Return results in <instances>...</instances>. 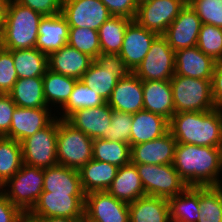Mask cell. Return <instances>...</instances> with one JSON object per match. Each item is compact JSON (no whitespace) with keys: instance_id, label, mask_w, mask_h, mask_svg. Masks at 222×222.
Instances as JSON below:
<instances>
[{"instance_id":"obj_1","label":"cell","mask_w":222,"mask_h":222,"mask_svg":"<svg viewBox=\"0 0 222 222\" xmlns=\"http://www.w3.org/2000/svg\"><path fill=\"white\" fill-rule=\"evenodd\" d=\"M173 166L188 186H222V148L177 143Z\"/></svg>"},{"instance_id":"obj_2","label":"cell","mask_w":222,"mask_h":222,"mask_svg":"<svg viewBox=\"0 0 222 222\" xmlns=\"http://www.w3.org/2000/svg\"><path fill=\"white\" fill-rule=\"evenodd\" d=\"M169 132L177 143L222 148V109L174 113Z\"/></svg>"},{"instance_id":"obj_3","label":"cell","mask_w":222,"mask_h":222,"mask_svg":"<svg viewBox=\"0 0 222 222\" xmlns=\"http://www.w3.org/2000/svg\"><path fill=\"white\" fill-rule=\"evenodd\" d=\"M43 15L13 0H8L0 45L8 50L36 47Z\"/></svg>"},{"instance_id":"obj_4","label":"cell","mask_w":222,"mask_h":222,"mask_svg":"<svg viewBox=\"0 0 222 222\" xmlns=\"http://www.w3.org/2000/svg\"><path fill=\"white\" fill-rule=\"evenodd\" d=\"M175 113L205 112L214 110L211 80H203L174 74L170 79Z\"/></svg>"},{"instance_id":"obj_5","label":"cell","mask_w":222,"mask_h":222,"mask_svg":"<svg viewBox=\"0 0 222 222\" xmlns=\"http://www.w3.org/2000/svg\"><path fill=\"white\" fill-rule=\"evenodd\" d=\"M93 159V139L58 118L57 161L59 165L79 170Z\"/></svg>"},{"instance_id":"obj_6","label":"cell","mask_w":222,"mask_h":222,"mask_svg":"<svg viewBox=\"0 0 222 222\" xmlns=\"http://www.w3.org/2000/svg\"><path fill=\"white\" fill-rule=\"evenodd\" d=\"M44 169L22 164L21 169L2 187L7 198L27 215L43 192Z\"/></svg>"},{"instance_id":"obj_7","label":"cell","mask_w":222,"mask_h":222,"mask_svg":"<svg viewBox=\"0 0 222 222\" xmlns=\"http://www.w3.org/2000/svg\"><path fill=\"white\" fill-rule=\"evenodd\" d=\"M130 72L118 54L100 53L80 81L94 89L107 102L118 80Z\"/></svg>"},{"instance_id":"obj_8","label":"cell","mask_w":222,"mask_h":222,"mask_svg":"<svg viewBox=\"0 0 222 222\" xmlns=\"http://www.w3.org/2000/svg\"><path fill=\"white\" fill-rule=\"evenodd\" d=\"M57 129L56 116L45 128L22 140L23 163L42 169L57 165Z\"/></svg>"},{"instance_id":"obj_9","label":"cell","mask_w":222,"mask_h":222,"mask_svg":"<svg viewBox=\"0 0 222 222\" xmlns=\"http://www.w3.org/2000/svg\"><path fill=\"white\" fill-rule=\"evenodd\" d=\"M135 165L146 195L169 199L188 187L173 164Z\"/></svg>"},{"instance_id":"obj_10","label":"cell","mask_w":222,"mask_h":222,"mask_svg":"<svg viewBox=\"0 0 222 222\" xmlns=\"http://www.w3.org/2000/svg\"><path fill=\"white\" fill-rule=\"evenodd\" d=\"M142 81H170L175 74V51L163 35H158L151 47L133 71Z\"/></svg>"},{"instance_id":"obj_11","label":"cell","mask_w":222,"mask_h":222,"mask_svg":"<svg viewBox=\"0 0 222 222\" xmlns=\"http://www.w3.org/2000/svg\"><path fill=\"white\" fill-rule=\"evenodd\" d=\"M185 5L184 0H146L139 3L134 20L147 30L163 35Z\"/></svg>"},{"instance_id":"obj_12","label":"cell","mask_w":222,"mask_h":222,"mask_svg":"<svg viewBox=\"0 0 222 222\" xmlns=\"http://www.w3.org/2000/svg\"><path fill=\"white\" fill-rule=\"evenodd\" d=\"M84 206L85 195L42 192L26 217L82 218Z\"/></svg>"},{"instance_id":"obj_13","label":"cell","mask_w":222,"mask_h":222,"mask_svg":"<svg viewBox=\"0 0 222 222\" xmlns=\"http://www.w3.org/2000/svg\"><path fill=\"white\" fill-rule=\"evenodd\" d=\"M61 14L69 27L97 31L112 16L100 0H62Z\"/></svg>"},{"instance_id":"obj_14","label":"cell","mask_w":222,"mask_h":222,"mask_svg":"<svg viewBox=\"0 0 222 222\" xmlns=\"http://www.w3.org/2000/svg\"><path fill=\"white\" fill-rule=\"evenodd\" d=\"M84 214L97 222H130L129 203L116 199L107 191L87 193Z\"/></svg>"},{"instance_id":"obj_15","label":"cell","mask_w":222,"mask_h":222,"mask_svg":"<svg viewBox=\"0 0 222 222\" xmlns=\"http://www.w3.org/2000/svg\"><path fill=\"white\" fill-rule=\"evenodd\" d=\"M201 24L195 10L189 3H186L163 36L174 51L194 47L197 46Z\"/></svg>"},{"instance_id":"obj_16","label":"cell","mask_w":222,"mask_h":222,"mask_svg":"<svg viewBox=\"0 0 222 222\" xmlns=\"http://www.w3.org/2000/svg\"><path fill=\"white\" fill-rule=\"evenodd\" d=\"M157 36V33L147 30L135 20L128 24L122 48L118 55L131 72L143 61Z\"/></svg>"},{"instance_id":"obj_17","label":"cell","mask_w":222,"mask_h":222,"mask_svg":"<svg viewBox=\"0 0 222 222\" xmlns=\"http://www.w3.org/2000/svg\"><path fill=\"white\" fill-rule=\"evenodd\" d=\"M112 112L113 109L106 102L97 107L78 109L65 120L91 139L108 140V128L111 124Z\"/></svg>"},{"instance_id":"obj_18","label":"cell","mask_w":222,"mask_h":222,"mask_svg":"<svg viewBox=\"0 0 222 222\" xmlns=\"http://www.w3.org/2000/svg\"><path fill=\"white\" fill-rule=\"evenodd\" d=\"M49 107L23 108L16 106L12 115L9 138L18 142L45 128L55 117Z\"/></svg>"},{"instance_id":"obj_19","label":"cell","mask_w":222,"mask_h":222,"mask_svg":"<svg viewBox=\"0 0 222 222\" xmlns=\"http://www.w3.org/2000/svg\"><path fill=\"white\" fill-rule=\"evenodd\" d=\"M176 145V139L168 131L159 138L131 146V163L148 165L173 164Z\"/></svg>"},{"instance_id":"obj_20","label":"cell","mask_w":222,"mask_h":222,"mask_svg":"<svg viewBox=\"0 0 222 222\" xmlns=\"http://www.w3.org/2000/svg\"><path fill=\"white\" fill-rule=\"evenodd\" d=\"M107 104L116 111L135 114L144 109L142 80L133 72L119 79Z\"/></svg>"},{"instance_id":"obj_21","label":"cell","mask_w":222,"mask_h":222,"mask_svg":"<svg viewBox=\"0 0 222 222\" xmlns=\"http://www.w3.org/2000/svg\"><path fill=\"white\" fill-rule=\"evenodd\" d=\"M216 61L197 46L175 51V74L203 80H212Z\"/></svg>"},{"instance_id":"obj_22","label":"cell","mask_w":222,"mask_h":222,"mask_svg":"<svg viewBox=\"0 0 222 222\" xmlns=\"http://www.w3.org/2000/svg\"><path fill=\"white\" fill-rule=\"evenodd\" d=\"M36 48L49 56L62 46L67 45L69 35V25L60 14L43 16L38 28Z\"/></svg>"},{"instance_id":"obj_23","label":"cell","mask_w":222,"mask_h":222,"mask_svg":"<svg viewBox=\"0 0 222 222\" xmlns=\"http://www.w3.org/2000/svg\"><path fill=\"white\" fill-rule=\"evenodd\" d=\"M93 59L68 44L48 56V69L80 80Z\"/></svg>"},{"instance_id":"obj_24","label":"cell","mask_w":222,"mask_h":222,"mask_svg":"<svg viewBox=\"0 0 222 222\" xmlns=\"http://www.w3.org/2000/svg\"><path fill=\"white\" fill-rule=\"evenodd\" d=\"M168 131V119L144 109L140 110L132 114L130 146L154 140L165 135Z\"/></svg>"},{"instance_id":"obj_25","label":"cell","mask_w":222,"mask_h":222,"mask_svg":"<svg viewBox=\"0 0 222 222\" xmlns=\"http://www.w3.org/2000/svg\"><path fill=\"white\" fill-rule=\"evenodd\" d=\"M144 110L170 120L175 113L170 81H142Z\"/></svg>"},{"instance_id":"obj_26","label":"cell","mask_w":222,"mask_h":222,"mask_svg":"<svg viewBox=\"0 0 222 222\" xmlns=\"http://www.w3.org/2000/svg\"><path fill=\"white\" fill-rule=\"evenodd\" d=\"M43 192L86 195L81 185L79 171L59 164L44 169Z\"/></svg>"},{"instance_id":"obj_27","label":"cell","mask_w":222,"mask_h":222,"mask_svg":"<svg viewBox=\"0 0 222 222\" xmlns=\"http://www.w3.org/2000/svg\"><path fill=\"white\" fill-rule=\"evenodd\" d=\"M107 192L116 199L127 203L134 202L139 197L145 196L144 187L136 165L130 162L119 167L117 175Z\"/></svg>"},{"instance_id":"obj_28","label":"cell","mask_w":222,"mask_h":222,"mask_svg":"<svg viewBox=\"0 0 222 222\" xmlns=\"http://www.w3.org/2000/svg\"><path fill=\"white\" fill-rule=\"evenodd\" d=\"M130 222H171L168 199L145 195L129 203Z\"/></svg>"},{"instance_id":"obj_29","label":"cell","mask_w":222,"mask_h":222,"mask_svg":"<svg viewBox=\"0 0 222 222\" xmlns=\"http://www.w3.org/2000/svg\"><path fill=\"white\" fill-rule=\"evenodd\" d=\"M119 167L107 162L92 159L78 171L85 194L94 191H107L115 179Z\"/></svg>"},{"instance_id":"obj_30","label":"cell","mask_w":222,"mask_h":222,"mask_svg":"<svg viewBox=\"0 0 222 222\" xmlns=\"http://www.w3.org/2000/svg\"><path fill=\"white\" fill-rule=\"evenodd\" d=\"M42 79L44 97L47 106L51 109H53V107H57L55 110H57L59 107V109L56 111L59 112V110L67 103L77 79L55 73L50 69L46 70Z\"/></svg>"},{"instance_id":"obj_31","label":"cell","mask_w":222,"mask_h":222,"mask_svg":"<svg viewBox=\"0 0 222 222\" xmlns=\"http://www.w3.org/2000/svg\"><path fill=\"white\" fill-rule=\"evenodd\" d=\"M8 94L18 107H48L44 97L42 77L18 78Z\"/></svg>"},{"instance_id":"obj_32","label":"cell","mask_w":222,"mask_h":222,"mask_svg":"<svg viewBox=\"0 0 222 222\" xmlns=\"http://www.w3.org/2000/svg\"><path fill=\"white\" fill-rule=\"evenodd\" d=\"M171 222H197L200 215L199 187L188 186L168 199Z\"/></svg>"},{"instance_id":"obj_33","label":"cell","mask_w":222,"mask_h":222,"mask_svg":"<svg viewBox=\"0 0 222 222\" xmlns=\"http://www.w3.org/2000/svg\"><path fill=\"white\" fill-rule=\"evenodd\" d=\"M18 78L43 77L48 69V56L36 47L12 50Z\"/></svg>"},{"instance_id":"obj_34","label":"cell","mask_w":222,"mask_h":222,"mask_svg":"<svg viewBox=\"0 0 222 222\" xmlns=\"http://www.w3.org/2000/svg\"><path fill=\"white\" fill-rule=\"evenodd\" d=\"M132 19L111 16L99 28L101 53L119 54L122 48L126 28Z\"/></svg>"},{"instance_id":"obj_35","label":"cell","mask_w":222,"mask_h":222,"mask_svg":"<svg viewBox=\"0 0 222 222\" xmlns=\"http://www.w3.org/2000/svg\"><path fill=\"white\" fill-rule=\"evenodd\" d=\"M93 159L122 167L131 162V146L120 141L93 139Z\"/></svg>"},{"instance_id":"obj_36","label":"cell","mask_w":222,"mask_h":222,"mask_svg":"<svg viewBox=\"0 0 222 222\" xmlns=\"http://www.w3.org/2000/svg\"><path fill=\"white\" fill-rule=\"evenodd\" d=\"M23 164L20 142L7 137H0V189L13 177Z\"/></svg>"},{"instance_id":"obj_37","label":"cell","mask_w":222,"mask_h":222,"mask_svg":"<svg viewBox=\"0 0 222 222\" xmlns=\"http://www.w3.org/2000/svg\"><path fill=\"white\" fill-rule=\"evenodd\" d=\"M106 101L94 89L77 80L67 103L57 112L60 119H66L78 109H87L105 104Z\"/></svg>"},{"instance_id":"obj_38","label":"cell","mask_w":222,"mask_h":222,"mask_svg":"<svg viewBox=\"0 0 222 222\" xmlns=\"http://www.w3.org/2000/svg\"><path fill=\"white\" fill-rule=\"evenodd\" d=\"M199 208L197 222H222V186L199 187Z\"/></svg>"},{"instance_id":"obj_39","label":"cell","mask_w":222,"mask_h":222,"mask_svg":"<svg viewBox=\"0 0 222 222\" xmlns=\"http://www.w3.org/2000/svg\"><path fill=\"white\" fill-rule=\"evenodd\" d=\"M67 44L93 60L101 53L99 33L89 28L69 27Z\"/></svg>"},{"instance_id":"obj_40","label":"cell","mask_w":222,"mask_h":222,"mask_svg":"<svg viewBox=\"0 0 222 222\" xmlns=\"http://www.w3.org/2000/svg\"><path fill=\"white\" fill-rule=\"evenodd\" d=\"M197 47L214 61L222 60V28L201 24Z\"/></svg>"},{"instance_id":"obj_41","label":"cell","mask_w":222,"mask_h":222,"mask_svg":"<svg viewBox=\"0 0 222 222\" xmlns=\"http://www.w3.org/2000/svg\"><path fill=\"white\" fill-rule=\"evenodd\" d=\"M189 4L197 13L202 24L222 28V0H192Z\"/></svg>"},{"instance_id":"obj_42","label":"cell","mask_w":222,"mask_h":222,"mask_svg":"<svg viewBox=\"0 0 222 222\" xmlns=\"http://www.w3.org/2000/svg\"><path fill=\"white\" fill-rule=\"evenodd\" d=\"M132 114L113 110L108 128V140L130 144Z\"/></svg>"},{"instance_id":"obj_43","label":"cell","mask_w":222,"mask_h":222,"mask_svg":"<svg viewBox=\"0 0 222 222\" xmlns=\"http://www.w3.org/2000/svg\"><path fill=\"white\" fill-rule=\"evenodd\" d=\"M17 80L12 50L0 45V93L8 94Z\"/></svg>"},{"instance_id":"obj_44","label":"cell","mask_w":222,"mask_h":222,"mask_svg":"<svg viewBox=\"0 0 222 222\" xmlns=\"http://www.w3.org/2000/svg\"><path fill=\"white\" fill-rule=\"evenodd\" d=\"M109 10L112 16H122L134 20L138 0H100Z\"/></svg>"},{"instance_id":"obj_45","label":"cell","mask_w":222,"mask_h":222,"mask_svg":"<svg viewBox=\"0 0 222 222\" xmlns=\"http://www.w3.org/2000/svg\"><path fill=\"white\" fill-rule=\"evenodd\" d=\"M16 106L9 94L0 93V137L9 138L12 115Z\"/></svg>"},{"instance_id":"obj_46","label":"cell","mask_w":222,"mask_h":222,"mask_svg":"<svg viewBox=\"0 0 222 222\" xmlns=\"http://www.w3.org/2000/svg\"><path fill=\"white\" fill-rule=\"evenodd\" d=\"M29 7L43 16H52L61 13L62 0H13Z\"/></svg>"},{"instance_id":"obj_47","label":"cell","mask_w":222,"mask_h":222,"mask_svg":"<svg viewBox=\"0 0 222 222\" xmlns=\"http://www.w3.org/2000/svg\"><path fill=\"white\" fill-rule=\"evenodd\" d=\"M0 222H26V215L0 189Z\"/></svg>"},{"instance_id":"obj_48","label":"cell","mask_w":222,"mask_h":222,"mask_svg":"<svg viewBox=\"0 0 222 222\" xmlns=\"http://www.w3.org/2000/svg\"><path fill=\"white\" fill-rule=\"evenodd\" d=\"M211 86L216 108L222 109V60L217 61L215 64Z\"/></svg>"},{"instance_id":"obj_49","label":"cell","mask_w":222,"mask_h":222,"mask_svg":"<svg viewBox=\"0 0 222 222\" xmlns=\"http://www.w3.org/2000/svg\"><path fill=\"white\" fill-rule=\"evenodd\" d=\"M26 222H82V218L26 217Z\"/></svg>"},{"instance_id":"obj_50","label":"cell","mask_w":222,"mask_h":222,"mask_svg":"<svg viewBox=\"0 0 222 222\" xmlns=\"http://www.w3.org/2000/svg\"><path fill=\"white\" fill-rule=\"evenodd\" d=\"M7 3H8V0H0V35L2 32L4 20H5Z\"/></svg>"},{"instance_id":"obj_51","label":"cell","mask_w":222,"mask_h":222,"mask_svg":"<svg viewBox=\"0 0 222 222\" xmlns=\"http://www.w3.org/2000/svg\"><path fill=\"white\" fill-rule=\"evenodd\" d=\"M82 222H97L88 218L85 214L82 216Z\"/></svg>"},{"instance_id":"obj_52","label":"cell","mask_w":222,"mask_h":222,"mask_svg":"<svg viewBox=\"0 0 222 222\" xmlns=\"http://www.w3.org/2000/svg\"><path fill=\"white\" fill-rule=\"evenodd\" d=\"M186 3H189V2H191L192 0H184Z\"/></svg>"},{"instance_id":"obj_53","label":"cell","mask_w":222,"mask_h":222,"mask_svg":"<svg viewBox=\"0 0 222 222\" xmlns=\"http://www.w3.org/2000/svg\"><path fill=\"white\" fill-rule=\"evenodd\" d=\"M143 1H146V0H138V3H141V2H143Z\"/></svg>"}]
</instances>
